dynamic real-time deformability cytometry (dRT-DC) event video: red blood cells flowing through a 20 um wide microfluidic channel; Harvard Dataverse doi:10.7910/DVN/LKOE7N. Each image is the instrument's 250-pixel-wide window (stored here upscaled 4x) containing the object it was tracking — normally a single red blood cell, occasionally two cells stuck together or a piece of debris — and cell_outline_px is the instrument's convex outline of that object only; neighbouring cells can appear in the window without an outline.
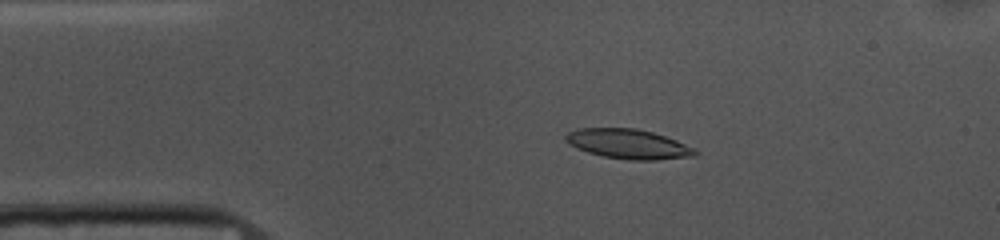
{"species": "common noctule bat (a hibernating species)", "species_latin": "Nyctalus noctula", "temperature_condition": "cold", "stored_images_in_passage": 52, "camera_frame_rate_fps": 3000, "um_per_image_px": 0.085, "animal": {"sex": "female", "body_mass_g": 10.0, "forearm_length_mm": 53.1}, "frame": {"image": 1, "passage_image": 9, "time_ms": 2.667, "image_size_px": [1000, 240], "cell_outline_px": [[696, 156], [656, 160], [628, 160], [604, 156], [588, 152], [576, 148], [568, 144], [564, 140], [564, 136], [568, 132], [580, 128], [636, 128], [652, 132], [676, 140], [696, 148]], "centroid_in_image_um": [53.39, 12.24], "position_along_channel_um": 31.6, "area_um2": 22.43}}
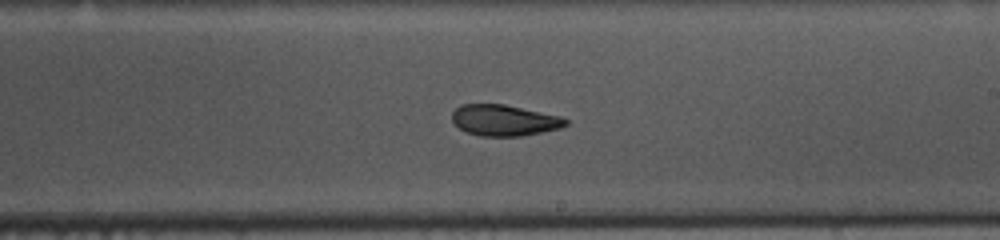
{"frame": {"image": 2, "passage_image": 29, "time_ms": 9.333, "image_size_px": [1000, 240], "cell_outline_px": [[568, 124], [560, 128], [544, 132], [520, 136], [480, 136], [468, 132], [460, 128], [452, 120], [452, 112], [460, 104], [504, 104], [560, 116], [568, 120]], "centroid_in_image_um": [42.87, 10.22], "position_along_channel_um": 246.1, "area_um2": 20.52}}
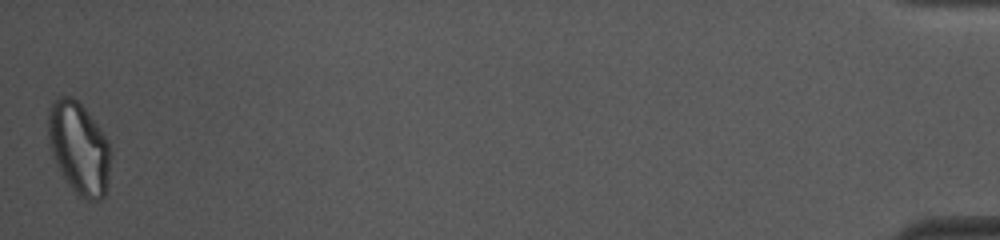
{"frame": {"image": 3, "passage_image": 52, "time_ms": 17.0, "image_size_px": [1000, 240], "cell_outline_px": [[112, 152], [108, 184], [104, 196], [100, 200], [88, 200], [80, 196], [64, 180], [52, 156], [48, 144], [48, 108], [52, 100], [60, 96], [72, 96], [88, 112], [100, 128], [108, 140]], "centroid_in_image_um": [6.71, 12.58], "position_along_channel_um": 428.5, "area_um2": 34.1}, "authors_computed_cell_mechanics": {"area_um2": 21.964, "velocity_mm_per_s": 3.7004, "shape_relaxation_time_tau1_ms": 5.4729, "shape_relaxation_time_tau2_ms": 3.3756, "deformation_change_tau1": 0.1419, "deformation_change_tau2": 0.0923}}